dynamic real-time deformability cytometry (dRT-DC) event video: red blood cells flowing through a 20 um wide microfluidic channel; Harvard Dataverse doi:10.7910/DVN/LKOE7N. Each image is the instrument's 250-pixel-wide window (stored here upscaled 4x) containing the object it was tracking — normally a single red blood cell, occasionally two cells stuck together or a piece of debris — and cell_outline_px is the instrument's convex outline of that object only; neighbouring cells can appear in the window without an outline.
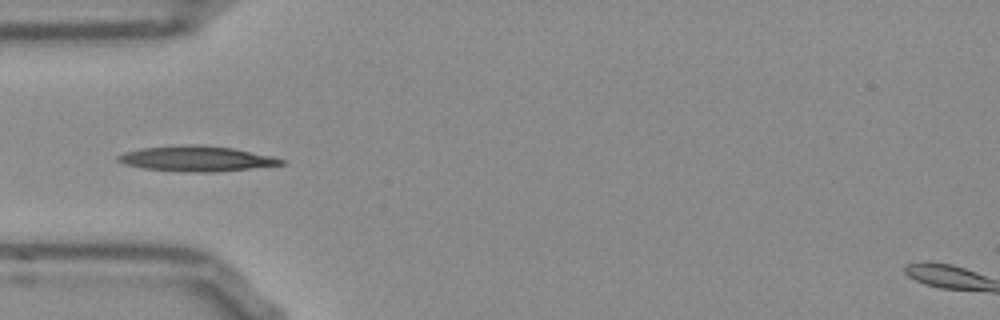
{"species": "Egyptian fruit bat (a non-hibernating species)", "species_latin": "Rousettus aegyptiacus", "temperature_condition": "room temperature", "stored_images_in_passage": 16, "camera_frame_rate_fps": 3000, "um_per_image_px": 0.085, "frame": {"image": 1, "passage_image": 3, "time_ms": 0.667, "image_size_px": [1000, 320], "cell_outline_px": [[288, 164], [212, 172], [196, 172], [144, 168], [124, 164], [116, 160], [116, 156], [124, 152], [144, 148], [232, 148], [272, 156], [284, 160]], "centroid_in_image_um": [16.75, 13.54], "position_along_channel_um": 68.3, "area_um2": 22.37}}